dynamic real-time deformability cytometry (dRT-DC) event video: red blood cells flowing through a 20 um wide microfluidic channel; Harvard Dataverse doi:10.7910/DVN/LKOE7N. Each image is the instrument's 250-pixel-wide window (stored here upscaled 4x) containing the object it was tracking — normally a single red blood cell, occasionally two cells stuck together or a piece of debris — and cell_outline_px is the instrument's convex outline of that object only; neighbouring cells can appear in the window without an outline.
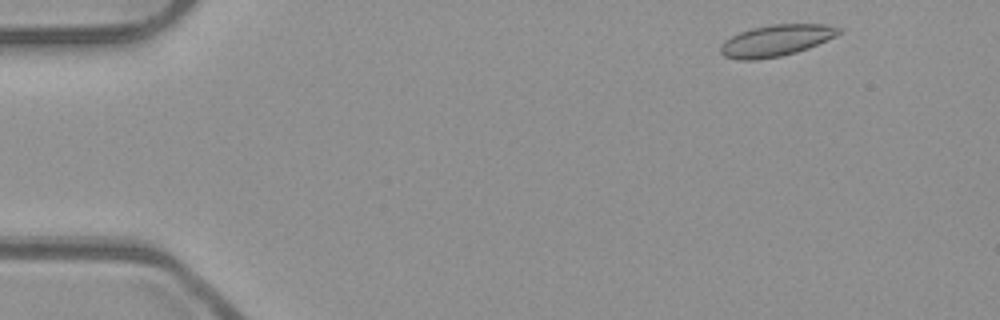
{"species": "common noctule bat (a hibernating species)", "species_latin": "Nyctalus noctula", "temperature_condition": "room temperature", "stored_images_in_passage": 48, "camera_frame_rate_fps": 3000, "um_per_image_px": 0.085, "animal": {"sex": "male", "body_mass_g": 23.1, "forearm_length_mm": 52.7}, "frame": {"image": 1, "passage_image": 1, "time_ms": 0.0, "image_size_px": [1000, 320], "cell_outline_px": [[840, 32], [836, 36], [808, 48], [796, 52], [780, 56], [756, 60], [740, 60], [724, 56], [720, 52], [720, 44], [724, 40], [740, 32], [752, 28], [772, 24], [824, 24], [840, 28]], "centroid_in_image_um": [65.93, 3.45], "position_along_channel_um": 19.1, "area_um2": 21.56}}
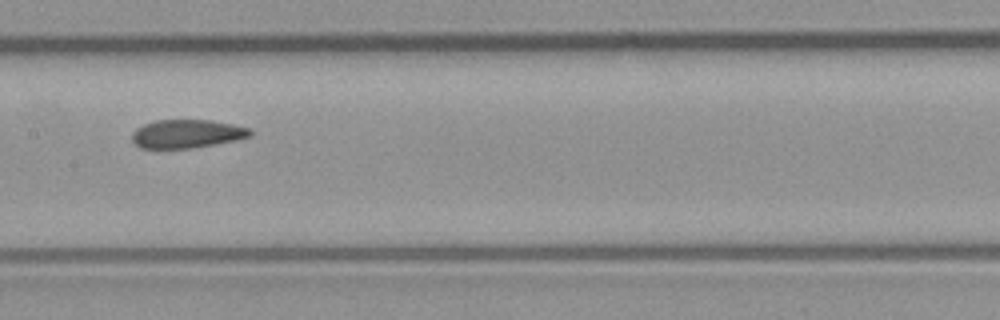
{"frame": {"image": 2, "passage_image": 22, "time_ms": 7.0, "image_size_px": [1000, 320], "cell_outline_px": [[252, 136], [236, 140], [192, 148], [140, 148], [132, 140], [132, 132], [136, 128], [144, 124], [156, 120], [212, 120], [232, 124], [248, 128], [252, 132]], "centroid_in_image_um": [15.87, 11.37], "position_along_channel_um": 191.5, "area_um2": 19.54}}
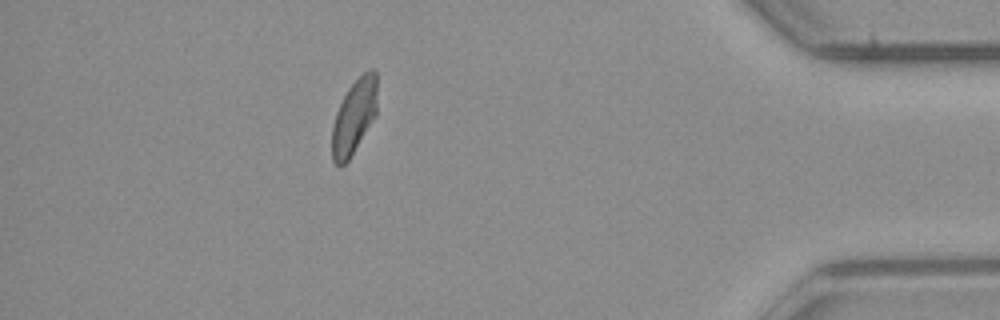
{"frame": {"image": 3, "passage_image": 42, "time_ms": 13.667, "image_size_px": [1000, 320], "cell_outline_px": [[376, 116], [348, 160], [340, 168], [332, 160], [332, 124], [336, 112], [348, 88], [368, 68], [372, 68], [376, 72]], "centroid_in_image_um": [30.09, 9.92], "position_along_channel_um": 405.1, "area_um2": 19.54}, "authors_computed_cell_mechanics": {"area_um2": 20.5768, "velocity_mm_per_s": 3.9275, "shape_relaxation_time_tau1_ms": 10.4949, "shape_relaxation_time_tau2_ms": 1.612, "deformation_change_tau1": 0.1733, "deformation_change_tau2": 0.0626}}